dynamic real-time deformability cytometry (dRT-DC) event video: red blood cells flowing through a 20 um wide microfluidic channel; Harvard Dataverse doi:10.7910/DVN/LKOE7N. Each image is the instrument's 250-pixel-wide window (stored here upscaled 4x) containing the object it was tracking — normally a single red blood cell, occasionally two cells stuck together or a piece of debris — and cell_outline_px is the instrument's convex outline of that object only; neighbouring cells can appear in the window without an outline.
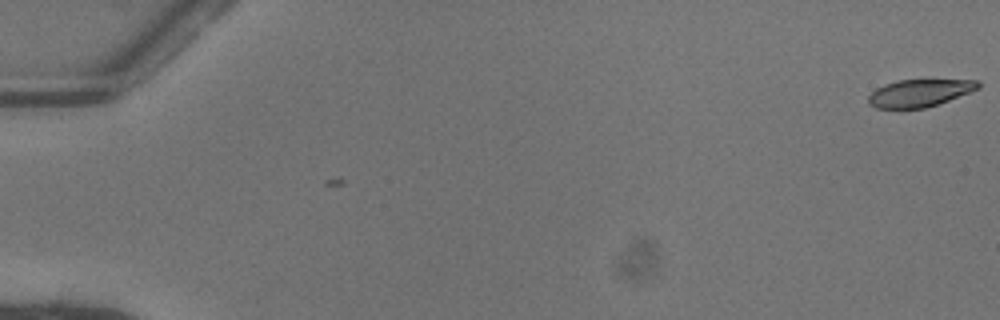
{"species": "common noctule bat (a hibernating species)", "species_latin": "Nyctalus noctula", "temperature_condition": "warm", "stored_images_in_passage": 2, "camera_frame_rate_fps": 3000, "um_per_image_px": 0.085, "animal": {"sex": "female"}, "frame": {"image": 1, "passage_image": 1, "time_ms": 0.0, "image_size_px": [1000, 320], "cell_outline_px": [[980, 88], [948, 100], [924, 108], [876, 108], [868, 104], [868, 96], [876, 88], [884, 84], [900, 80], [980, 80]], "centroid_in_image_um": [78.14, 7.9], "position_along_channel_um": 6.9, "area_um2": 17.34}}